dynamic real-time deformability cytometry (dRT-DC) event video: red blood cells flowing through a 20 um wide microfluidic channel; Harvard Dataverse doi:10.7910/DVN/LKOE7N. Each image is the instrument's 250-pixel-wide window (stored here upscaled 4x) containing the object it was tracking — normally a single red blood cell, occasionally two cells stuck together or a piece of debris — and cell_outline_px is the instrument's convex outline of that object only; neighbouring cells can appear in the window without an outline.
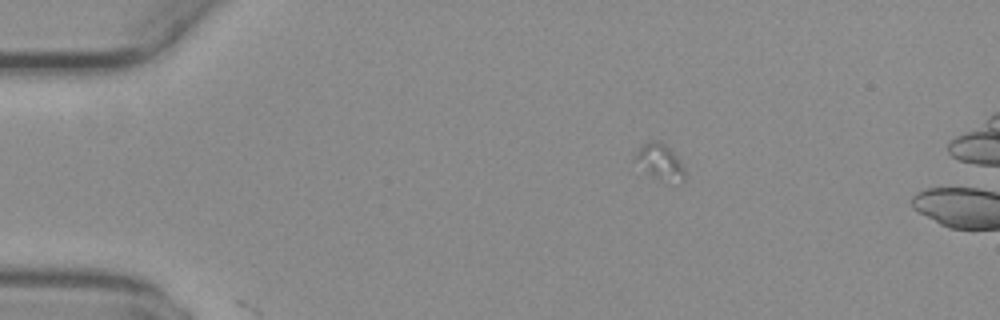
{"species": "common noctule bat (a hibernating species)", "species_latin": "Nyctalus noctula", "temperature_condition": "warm", "stored_images_in_passage": 2, "camera_frame_rate_fps": 3000, "um_per_image_px": 0.085, "animal": {"sex": "female", "body_mass_g": 29.2, "forearm_length_mm": 56.3}, "frame": {"image": 1, "passage_image": 1, "time_ms": 0.0, "image_size_px": [1000, 320], "cell_outline_px": [[684, 180], [680, 184], [668, 184], [652, 176], [632, 160], [636, 152], [648, 140], [660, 140], [676, 156], [684, 172]], "centroid_in_image_um": [56.07, 13.8], "position_along_channel_um": 28.9, "area_um2": 10.4}}